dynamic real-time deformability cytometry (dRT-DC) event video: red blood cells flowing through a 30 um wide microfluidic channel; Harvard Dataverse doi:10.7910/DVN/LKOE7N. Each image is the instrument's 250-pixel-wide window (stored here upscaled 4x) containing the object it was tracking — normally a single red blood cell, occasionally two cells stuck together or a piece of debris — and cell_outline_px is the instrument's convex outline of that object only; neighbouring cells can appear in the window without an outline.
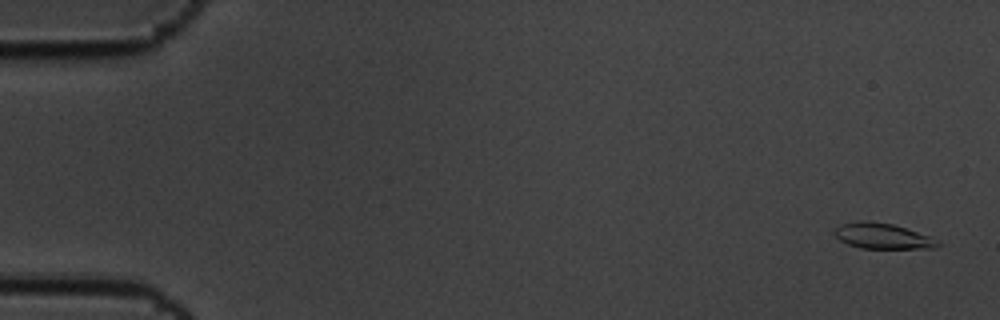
{"species": "common noctule bat (a hibernating species)", "species_latin": "Nyctalus noctula", "temperature_condition": "cold", "stored_images_in_passage": 5, "camera_frame_rate_fps": 3000, "um_per_image_px": 0.085, "animal": {"sex": "male", "body_mass_g": 19.5, "forearm_length_mm": 54.6}, "frame": {"image": 1, "passage_image": 1, "time_ms": 0.0, "image_size_px": [1000, 320], "cell_outline_px": [[940, 244], [932, 248], [860, 248], [848, 244], [840, 240], [832, 232], [840, 224], [860, 220], [864, 220], [892, 224], [940, 240]], "centroid_in_image_um": [74.97, 20.06], "position_along_channel_um": 10.0, "area_um2": 15.2}}
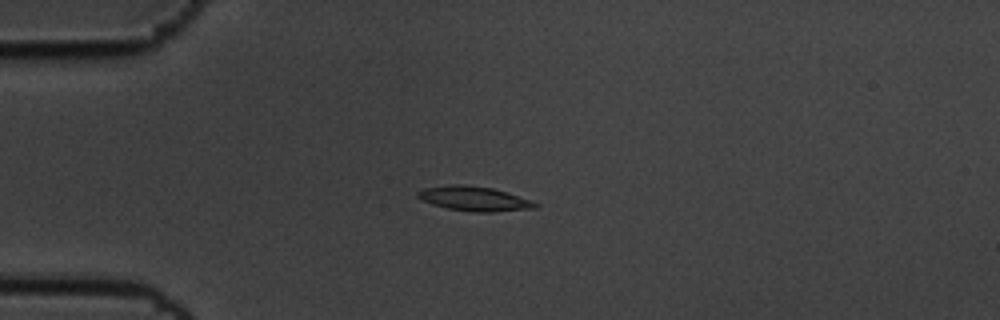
{"frame": {"image": 2, "passage_image": 5, "time_ms": 1.333, "image_size_px": [1000, 320], "cell_outline_px": [[540, 204], [536, 208], [496, 212], [472, 212], [448, 208], [432, 204], [416, 196], [416, 192], [424, 188], [448, 184], [464, 184], [492, 188]], "centroid_in_image_um": [40.26, 16.89], "position_along_channel_um": 44.7, "area_um2": 16.65}}